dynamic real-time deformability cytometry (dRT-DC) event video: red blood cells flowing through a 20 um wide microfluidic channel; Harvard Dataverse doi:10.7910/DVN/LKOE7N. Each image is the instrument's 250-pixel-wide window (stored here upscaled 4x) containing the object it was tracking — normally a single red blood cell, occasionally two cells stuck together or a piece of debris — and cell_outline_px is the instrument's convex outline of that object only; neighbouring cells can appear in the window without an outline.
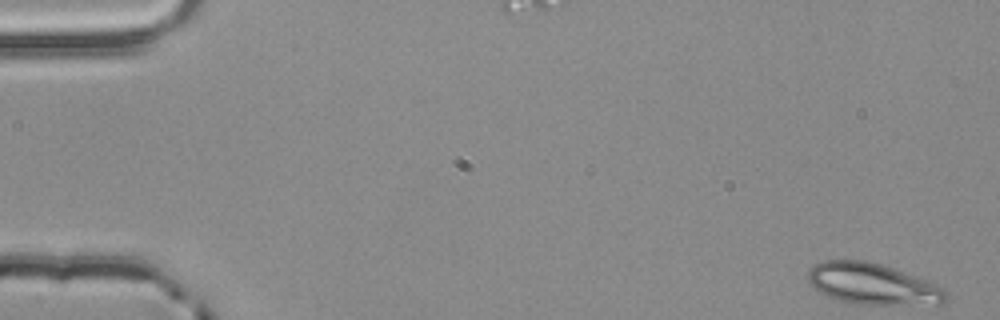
{"species": "common noctule bat (a hibernating species)", "species_latin": "Nyctalus noctula", "temperature_condition": "room temperature", "stored_images_in_passage": 54, "camera_frame_rate_fps": 3000, "um_per_image_px": 0.085, "animal": {"sex": "male", "body_mass_g": 20.4}, "frame": {"image": 1, "passage_image": 1, "time_ms": 0.0, "image_size_px": [1000, 320], "cell_outline_px": [[948, 300], [944, 304], [844, 304], [812, 288], [808, 280], [808, 268], [824, 260], [868, 260], [916, 276], [936, 284], [944, 288], [948, 292]], "centroid_in_image_um": [74.16, 24.15], "position_along_channel_um": 10.8, "area_um2": 33.52}}
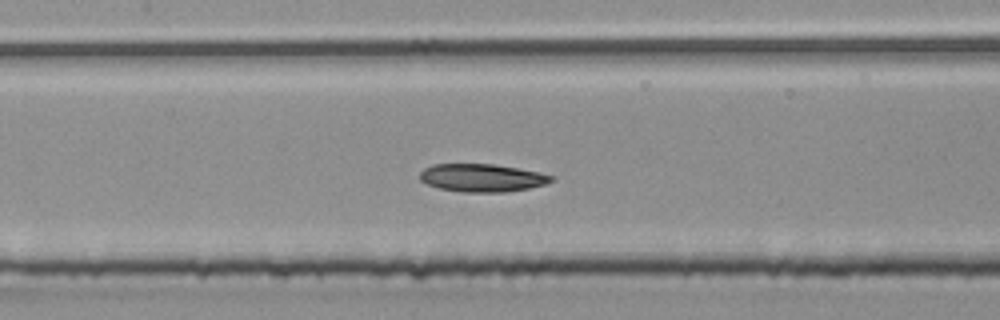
{"frame": {"image": 2, "passage_image": 25, "time_ms": 8.0, "image_size_px": [1000, 320], "cell_outline_px": [[556, 176], [552, 180], [544, 184], [528, 188], [504, 192], [460, 192], [440, 188], [428, 184], [420, 180], [420, 172], [424, 168], [432, 164], [492, 164], [540, 172]], "centroid_in_image_um": [40.96, 15.11], "position_along_channel_um": 166.4, "area_um2": 21.27}}
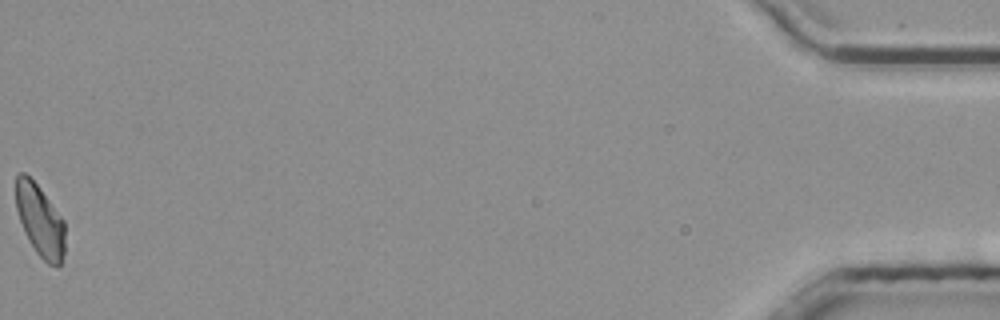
{"frame": {"image": 3, "passage_image": 54, "time_ms": 17.667, "image_size_px": [1000, 320], "cell_outline_px": [[64, 252], [60, 264], [56, 268], [48, 264], [36, 252], [28, 240], [24, 232], [16, 208], [16, 176], [20, 172], [24, 172], [40, 188], [64, 220]], "centroid_in_image_um": [3.4, 18.76], "position_along_channel_um": 431.8, "area_um2": 20.46}, "authors_computed_cell_mechanics": {"area_um2": 21.4727, "velocity_mm_per_s": 3.8423, "shape_relaxation_time_tau1_ms": null, "shape_relaxation_time_tau2_ms": 5.0866, "deformation_change_tau1": null, "deformation_change_tau2": 0.1294}}